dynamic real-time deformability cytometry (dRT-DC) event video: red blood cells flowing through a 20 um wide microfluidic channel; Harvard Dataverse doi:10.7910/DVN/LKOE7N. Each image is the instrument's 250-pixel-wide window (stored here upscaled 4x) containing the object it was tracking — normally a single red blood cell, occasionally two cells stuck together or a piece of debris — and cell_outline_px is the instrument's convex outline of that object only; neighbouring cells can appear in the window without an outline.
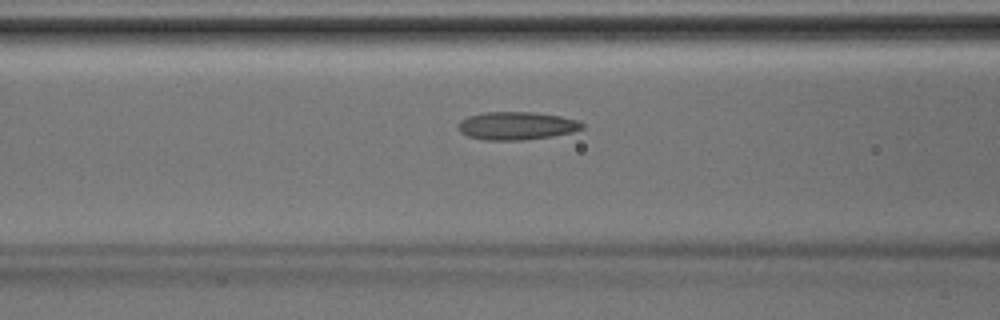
{"species": "Egyptian fruit bat (a non-hibernating species)", "species_latin": "Rousettus aegyptiacus", "temperature_condition": "room temperature", "stored_images_in_passage": 42, "camera_frame_rate_fps": 3000, "um_per_image_px": 0.085, "animal": {"sex": "male"}, "frame": {"image": 1, "passage_image": 17, "time_ms": 5.333, "image_size_px": [1000, 320], "cell_outline_px": [[584, 128], [572, 132], [552, 136], [524, 140], [484, 140], [468, 136], [460, 132], [460, 120], [468, 116], [484, 112], [532, 112], [560, 116], [576, 120], [584, 124]], "centroid_in_image_um": [43.92, 10.69], "position_along_channel_um": 122.7, "area_um2": 20.11}}
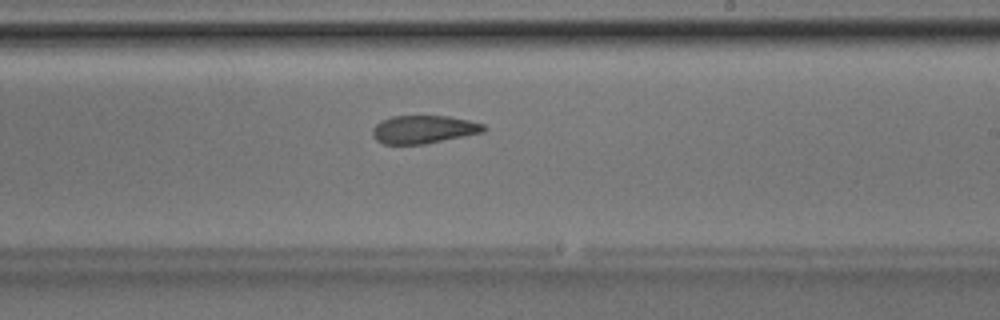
{"frame": {"image": 2, "passage_image": 25, "time_ms": 8.0, "image_size_px": [1000, 320], "cell_outline_px": [[488, 128], [484, 132], [424, 144], [384, 144], [376, 140], [372, 136], [372, 128], [380, 120], [392, 116], [448, 116], [468, 120], [484, 124]], "centroid_in_image_um": [35.99, 11.0], "position_along_channel_um": 253.0, "area_um2": 18.26}}
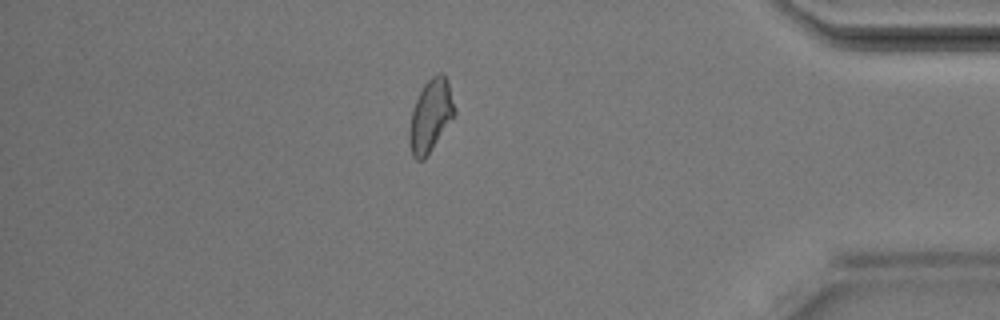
{"frame": {"image": 3, "passage_image": 36, "time_ms": 11.667, "image_size_px": [1000, 320], "cell_outline_px": [[456, 112], [424, 160], [416, 160], [412, 156], [408, 140], [408, 132], [412, 108], [424, 84], [432, 76], [440, 72], [444, 72], [448, 80]], "centroid_in_image_um": [36.58, 9.82], "position_along_channel_um": 398.6, "area_um2": 19.02}}